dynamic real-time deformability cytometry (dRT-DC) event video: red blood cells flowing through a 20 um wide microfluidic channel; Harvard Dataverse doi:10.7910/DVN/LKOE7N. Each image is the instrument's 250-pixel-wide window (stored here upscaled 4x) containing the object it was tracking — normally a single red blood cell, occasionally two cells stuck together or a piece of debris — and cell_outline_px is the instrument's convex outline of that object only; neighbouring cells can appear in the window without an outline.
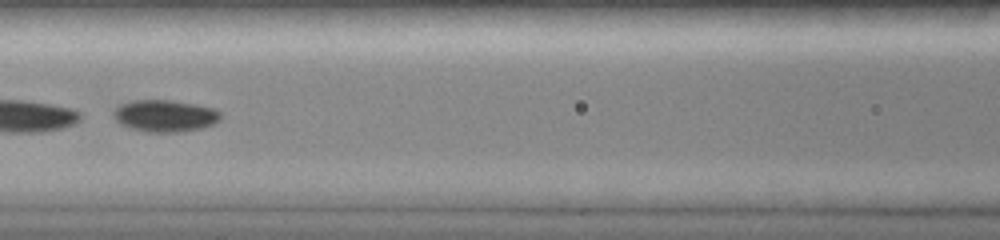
{"species": "common noctule bat (a hibernating species)", "species_latin": "Nyctalus noctula", "temperature_condition": "room temperature", "stored_images_in_passage": 28, "camera_frame_rate_fps": 3000, "um_per_image_px": 0.085, "animal": {"sex": "female", "body_mass_g": 19.0, "forearm_length_mm": 51.5}, "frame": {"image": 1, "passage_image": 9, "time_ms": 2.667, "image_size_px": [1000, 240], "cell_outline_px": [[220, 120], [212, 124], [200, 128], [180, 132], [144, 132], [128, 128], [120, 124], [112, 116], [112, 112], [120, 104], [132, 100], [172, 100], [196, 104], [216, 108], [220, 112]], "centroid_in_image_um": [13.99, 9.84], "position_along_channel_um": 152.6, "area_um2": 20.17}}
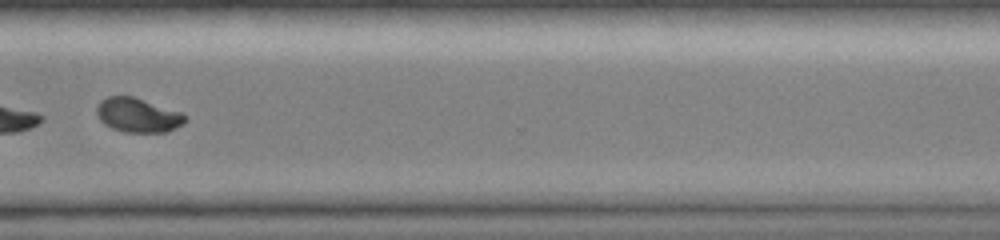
{"frame": {"image": 2, "passage_image": 24, "time_ms": 7.667, "image_size_px": [1000, 240], "cell_outline_px": [[188, 120], [184, 124], [168, 132], [124, 132], [112, 128], [104, 124], [100, 120], [96, 112], [96, 108], [100, 100], [108, 96], [132, 96], [180, 112], [188, 116]], "centroid_in_image_um": [11.73, 9.8], "position_along_channel_um": 358.9, "area_um2": 17.74}, "authors_computed_cell_mechanics": {"area_um2": 19.363, "velocity_mm_per_s": 4.126, "shape_relaxation_time_tau1_ms": 2.7055, "shape_relaxation_time_tau2_ms": 1.762, "deformation_change_tau1": 0.186, "deformation_change_tau2": 0.0403}}